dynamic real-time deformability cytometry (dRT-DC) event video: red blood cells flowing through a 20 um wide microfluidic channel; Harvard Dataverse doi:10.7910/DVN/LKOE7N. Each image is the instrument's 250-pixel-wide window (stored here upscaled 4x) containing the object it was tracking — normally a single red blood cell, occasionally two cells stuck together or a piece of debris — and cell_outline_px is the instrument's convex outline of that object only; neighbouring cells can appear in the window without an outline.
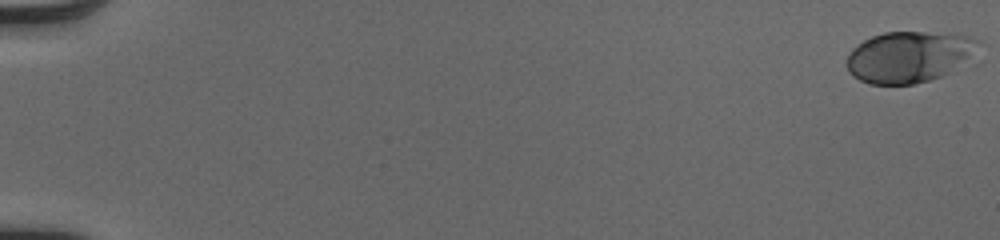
{"species": "human", "species_latin": "Homo sapiens", "temperature_condition": "cold", "stored_images_in_passage": 53, "camera_frame_rate_fps": 3000, "um_per_image_px": 0.085, "donor": {"sex": "male"}, "frame": {"image": 1, "passage_image": 1, "time_ms": 0.0, "image_size_px": [1000, 240], "cell_outline_px": [[980, 40], [968, 60], [948, 72], [940, 76], [928, 80], [912, 84], [868, 84], [860, 80], [848, 72], [848, 56], [852, 48], [864, 40], [872, 36], [884, 32], [956, 32], [972, 36]], "centroid_in_image_um": [77.27, 4.8], "position_along_channel_um": 7.7, "area_um2": 39.19}}
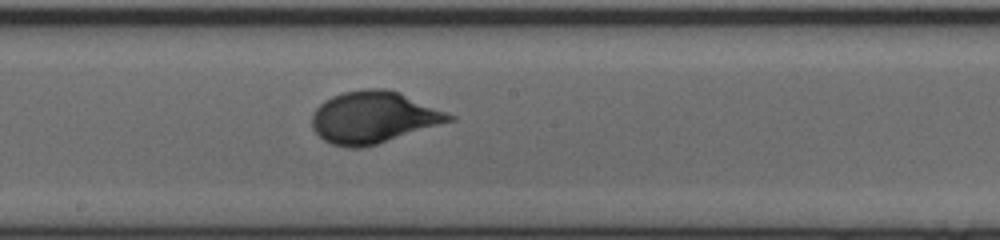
{"frame": {"image": 2, "passage_image": 31, "time_ms": 10.0, "image_size_px": [1000, 240], "cell_outline_px": [[456, 120], [376, 144], [360, 148], [348, 148], [332, 144], [324, 140], [312, 128], [312, 112], [324, 100], [332, 96], [344, 92], [364, 88], [384, 88], [400, 92], [456, 116]], "centroid_in_image_um": [31.75, 9.97], "position_along_channel_um": 216.5, "area_um2": 41.5}}
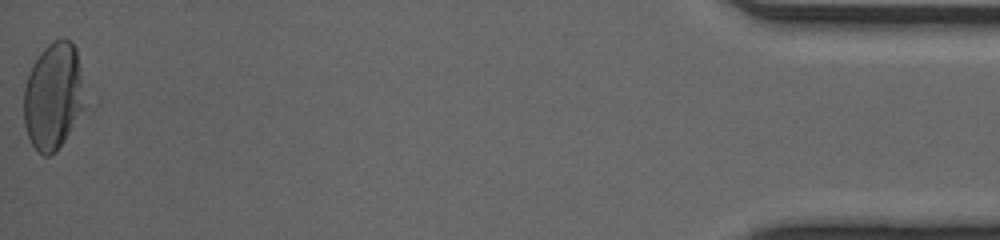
{"frame": {"image": 3, "passage_image": 53, "time_ms": 17.333, "image_size_px": [1000, 240], "cell_outline_px": [[80, 108], [64, 140], [48, 156], [44, 156], [32, 144], [28, 136], [24, 124], [24, 88], [32, 64], [40, 52], [52, 40], [72, 40], [76, 48], [80, 68]], "centroid_in_image_um": [4.44, 8.11], "position_along_channel_um": 430.8, "area_um2": 36.3}, "authors_computed_cell_mechanics": {"area_um2": 38.726, "velocity_mm_per_s": 4.0699, "shape_relaxation_time_tau1_ms": 3.2218, "shape_relaxation_time_tau2_ms": null, "deformation_change_tau1": 0.1588, "deformation_change_tau2": null}}